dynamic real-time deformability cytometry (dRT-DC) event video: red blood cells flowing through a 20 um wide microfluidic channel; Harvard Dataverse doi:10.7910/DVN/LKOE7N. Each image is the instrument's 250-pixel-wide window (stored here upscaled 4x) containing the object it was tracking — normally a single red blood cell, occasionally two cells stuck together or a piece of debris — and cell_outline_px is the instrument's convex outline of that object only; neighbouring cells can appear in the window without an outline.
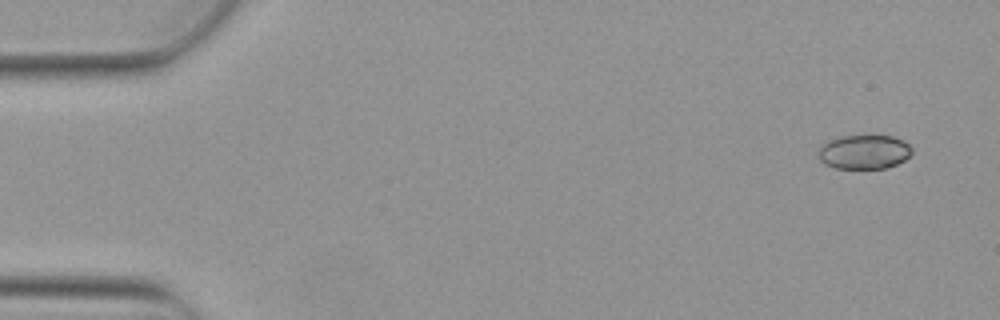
{"species": "Egyptian fruit bat (a non-hibernating species)", "species_latin": "Rousettus aegyptiacus", "temperature_condition": "warm", "stored_images_in_passage": 6, "camera_frame_rate_fps": 3000, "um_per_image_px": 0.085, "animal": {"sex": "female"}, "frame": {"image": 1, "passage_image": 1, "time_ms": 0.0, "image_size_px": [1000, 320], "cell_outline_px": [[912, 152], [904, 160], [896, 164], [884, 168], [836, 168], [824, 164], [820, 160], [820, 144], [828, 140], [840, 136], [892, 136], [904, 140], [912, 148]], "centroid_in_image_um": [73.44, 12.9], "position_along_channel_um": 11.6, "area_um2": 18.55}}
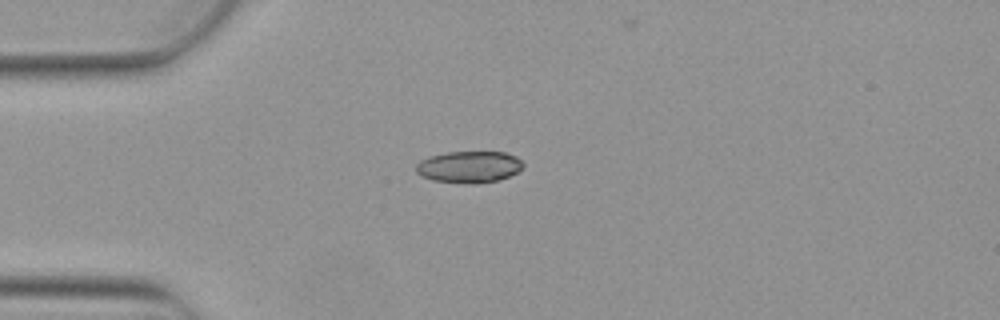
{"frame": {"image": 2, "passage_image": 4, "time_ms": 1.0, "image_size_px": [1000, 320], "cell_outline_px": [[524, 164], [516, 172], [508, 176], [496, 180], [476, 184], [472, 184], [432, 180], [420, 176], [416, 172], [416, 164], [420, 160], [428, 156], [448, 152], [504, 152], [516, 156]], "centroid_in_image_um": [39.82, 14.18], "position_along_channel_um": 45.2, "area_um2": 19.71}}
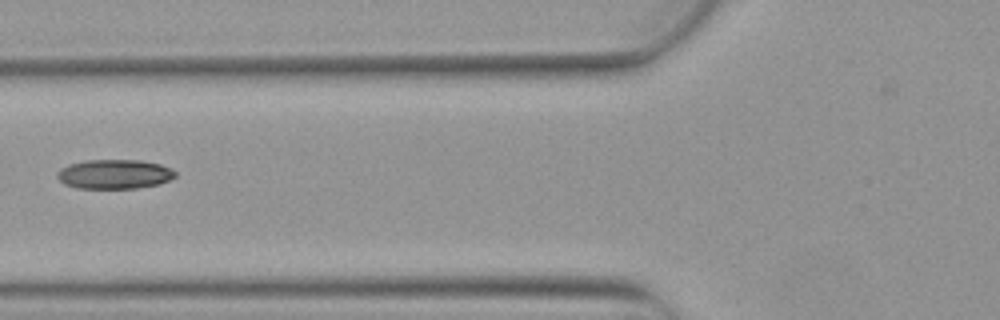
{"frame": {"image": 3, "passage_image": 6, "time_ms": 1.667, "image_size_px": [1000, 320], "cell_outline_px": [[176, 176], [168, 180], [156, 184], [136, 188], [76, 188], [64, 184], [56, 176], [56, 172], [60, 168], [68, 164], [84, 160], [140, 160], [160, 164], [172, 168], [176, 172]], "centroid_in_image_um": [9.69, 14.79], "position_along_channel_um": 116.1, "area_um2": 20.29}}